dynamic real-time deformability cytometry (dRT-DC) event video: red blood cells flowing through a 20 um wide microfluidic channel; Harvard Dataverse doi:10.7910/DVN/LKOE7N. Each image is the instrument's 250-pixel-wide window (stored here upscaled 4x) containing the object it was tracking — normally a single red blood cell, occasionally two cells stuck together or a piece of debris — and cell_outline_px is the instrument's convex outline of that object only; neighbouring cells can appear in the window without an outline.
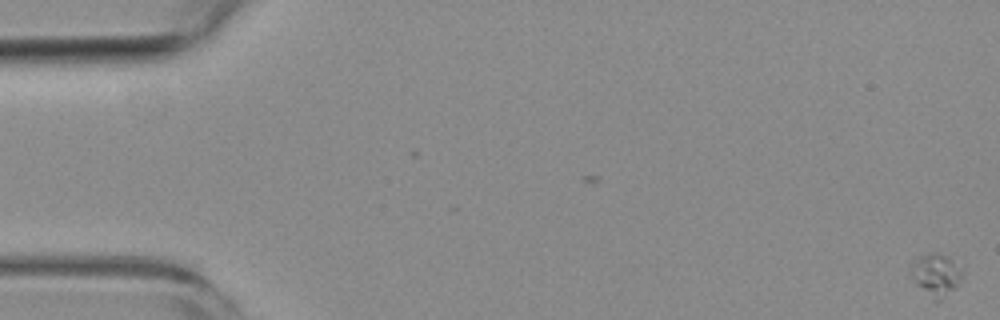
{"species": "common noctule bat (a hibernating species)", "species_latin": "Nyctalus noctula", "temperature_condition": "room temperature", "stored_images_in_passage": 6, "camera_frame_rate_fps": 3000, "um_per_image_px": 0.085, "animal": {"sex": "female", "body_mass_g": 19.3, "forearm_length_mm": 54.1}, "frame": {"image": 1, "passage_image": 1, "time_ms": 0.0, "image_size_px": [1000, 320], "cell_outline_px": [[964, 276], [960, 284], [956, 288], [936, 304], [916, 284], [912, 276], [912, 264], [920, 256], [932, 252], [936, 252], [952, 260], [964, 272]], "centroid_in_image_um": [79.61, 23.41], "position_along_channel_um": 5.4, "area_um2": 12.72}}
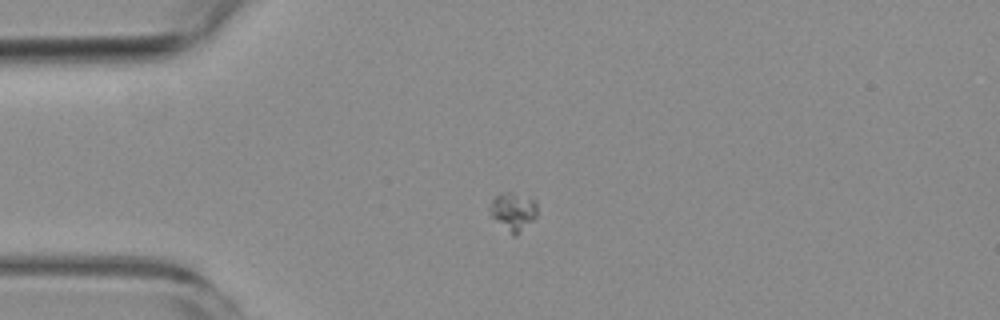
{"frame": {"image": 2, "passage_image": 5, "time_ms": 4.667, "image_size_px": [1000, 320], "cell_outline_px": [[536, 216], [516, 236], [512, 236], [492, 216], [488, 208], [488, 204], [500, 192], [512, 192], [536, 200]], "centroid_in_image_um": [43.59, 17.96], "position_along_channel_um": 41.4, "area_um2": 10.46}}